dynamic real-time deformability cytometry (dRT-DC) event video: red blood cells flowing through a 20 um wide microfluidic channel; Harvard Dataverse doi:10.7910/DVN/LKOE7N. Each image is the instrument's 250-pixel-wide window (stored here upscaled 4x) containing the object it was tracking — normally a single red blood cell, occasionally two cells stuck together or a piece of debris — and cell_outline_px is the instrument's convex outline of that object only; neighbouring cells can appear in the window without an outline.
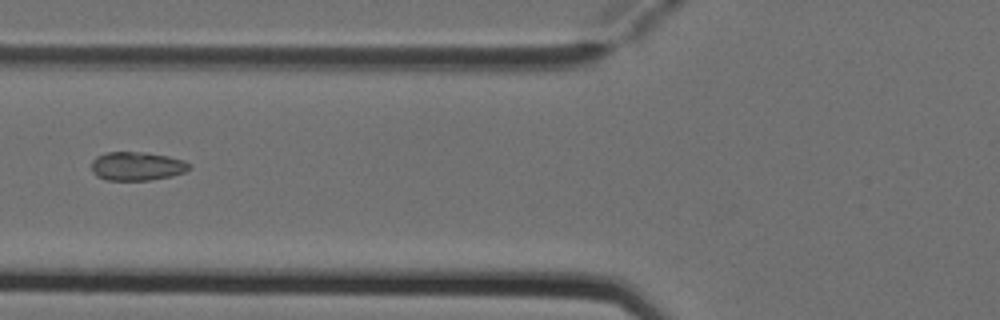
{"species": "Egyptian fruit bat (a non-hibernating species)", "species_latin": "Rousettus aegyptiacus", "temperature_condition": "cold", "stored_images_in_passage": 6, "camera_frame_rate_fps": 3000, "um_per_image_px": 0.085, "animal": {"sex": "female"}, "frame": {"image": 1, "passage_image": 6, "time_ms": 1.667, "image_size_px": [1000, 320], "cell_outline_px": [[192, 168], [184, 172], [172, 176], [148, 180], [108, 180], [96, 176], [92, 172], [92, 160], [96, 156], [104, 152], [144, 152], [168, 156], [184, 160], [192, 164]], "centroid_in_image_um": [11.65, 14.12], "position_along_channel_um": 114.1, "area_um2": 16.53}}